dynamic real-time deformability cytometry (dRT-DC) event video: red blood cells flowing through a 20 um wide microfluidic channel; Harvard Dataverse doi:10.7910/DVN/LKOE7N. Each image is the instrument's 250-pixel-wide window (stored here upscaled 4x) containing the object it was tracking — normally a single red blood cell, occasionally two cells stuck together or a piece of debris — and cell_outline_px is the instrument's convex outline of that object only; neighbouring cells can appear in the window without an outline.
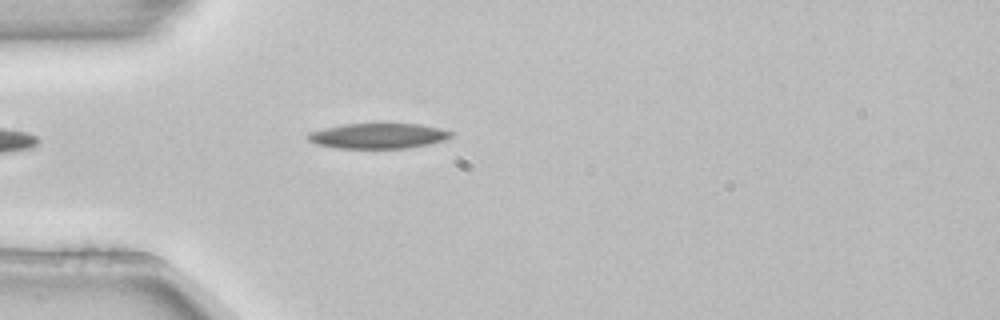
{"species": "common noctule bat (a hibernating species)", "species_latin": "Nyctalus noctula", "temperature_condition": "room temperature", "stored_images_in_passage": 3, "camera_frame_rate_fps": 3000, "um_per_image_px": 0.085, "animal": {"sex": "female", "body_mass_g": 22.7, "forearm_length_mm": 54.2}, "frame": {"image": 1, "passage_image": 3, "time_ms": 0.667, "image_size_px": [1000, 320], "cell_outline_px": [[456, 136], [448, 140], [408, 148], [336, 148], [316, 144], [308, 140], [308, 132], [324, 128], [344, 124], [420, 124], [440, 128], [452, 132]], "centroid_in_image_um": [32.2, 11.55], "position_along_channel_um": 52.8, "area_um2": 21.21}}